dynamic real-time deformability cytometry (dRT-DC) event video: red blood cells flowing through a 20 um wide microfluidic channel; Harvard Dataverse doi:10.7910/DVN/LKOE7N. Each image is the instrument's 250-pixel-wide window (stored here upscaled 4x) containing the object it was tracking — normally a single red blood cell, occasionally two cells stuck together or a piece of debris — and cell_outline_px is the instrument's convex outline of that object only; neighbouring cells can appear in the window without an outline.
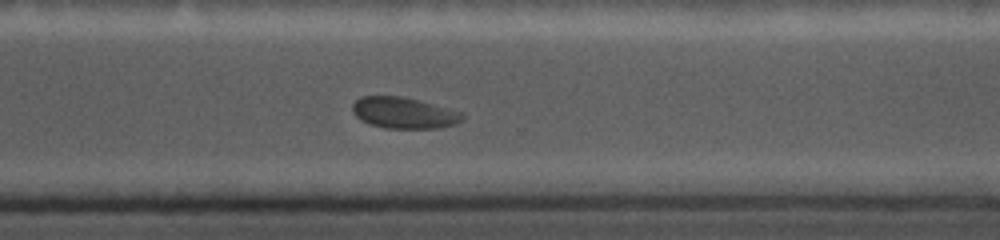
{"species": "common noctule bat (a hibernating species)", "species_latin": "Nyctalus noctula", "temperature_condition": "cold", "stored_images_in_passage": 25, "camera_frame_rate_fps": 5000, "um_per_image_px": 0.085, "animal": {"sex": "female", "body_mass_g": 19.0, "forearm_length_mm": 56.7}, "frame": {"image": 1, "passage_image": 25, "time_ms": 9.2, "image_size_px": [1000, 240], "cell_outline_px": [[464, 116], [456, 124], [440, 128], [384, 128], [368, 124], [360, 120], [352, 112], [352, 104], [360, 96], [400, 96], [464, 112]], "centroid_in_image_um": [34.3, 9.6], "position_along_channel_um": 336.3, "area_um2": 20.0}}